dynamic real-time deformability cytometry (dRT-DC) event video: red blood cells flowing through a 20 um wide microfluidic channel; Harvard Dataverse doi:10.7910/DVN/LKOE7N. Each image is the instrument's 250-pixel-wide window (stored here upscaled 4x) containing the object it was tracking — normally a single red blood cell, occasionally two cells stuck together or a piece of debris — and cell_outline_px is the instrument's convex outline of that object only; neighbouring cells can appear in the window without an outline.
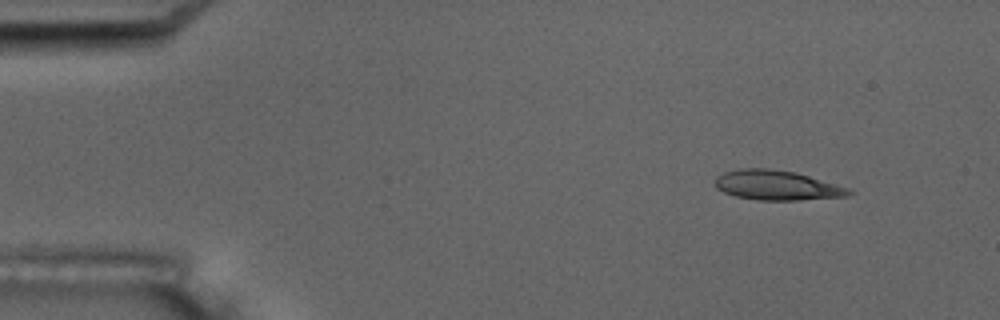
{"species": "common noctule bat (a hibernating species)", "species_latin": "Nyctalus noctula", "temperature_condition": "room temperature", "stored_images_in_passage": 5, "camera_frame_rate_fps": 3000, "um_per_image_px": 0.085, "animal": {"sex": "male", "body_mass_g": 17.5, "forearm_length_mm": 52.3}, "frame": {"image": 1, "passage_image": 2, "time_ms": 1.333, "image_size_px": [1000, 320], "cell_outline_px": [[852, 192], [848, 196], [800, 200], [756, 200], [736, 196], [724, 192], [716, 188], [716, 176], [724, 172], [740, 168], [768, 168], [796, 172], [848, 188]], "centroid_in_image_um": [66.0, 15.74], "position_along_channel_um": 19.0, "area_um2": 23.06}}